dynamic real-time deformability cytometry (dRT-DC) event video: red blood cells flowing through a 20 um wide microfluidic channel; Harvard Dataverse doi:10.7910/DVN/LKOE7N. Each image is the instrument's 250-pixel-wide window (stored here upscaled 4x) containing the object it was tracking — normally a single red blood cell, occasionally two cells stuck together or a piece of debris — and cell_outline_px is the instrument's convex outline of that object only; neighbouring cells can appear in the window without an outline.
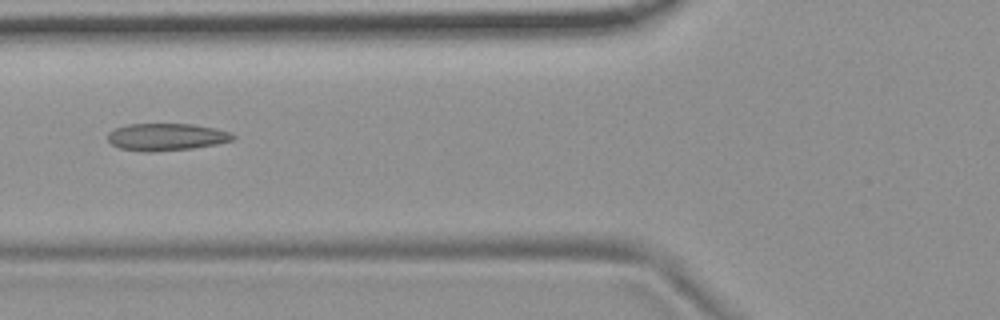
{"species": "common noctule bat (a hibernating species)", "species_latin": "Nyctalus noctula", "temperature_condition": "room temperature", "stored_images_in_passage": 9, "camera_frame_rate_fps": 3000, "um_per_image_px": 0.085, "animal": {"sex": "female", "body_mass_g": 19.9}, "frame": {"image": 1, "passage_image": 6, "time_ms": 1.667, "image_size_px": [1000, 320], "cell_outline_px": [[236, 136], [232, 140], [216, 144], [192, 148], [156, 152], [144, 152], [120, 148], [112, 144], [108, 140], [108, 132], [116, 128], [128, 124], [192, 124], [216, 128], [232, 132]], "centroid_in_image_um": [14.16, 11.64], "position_along_channel_um": 111.6, "area_um2": 19.94}}
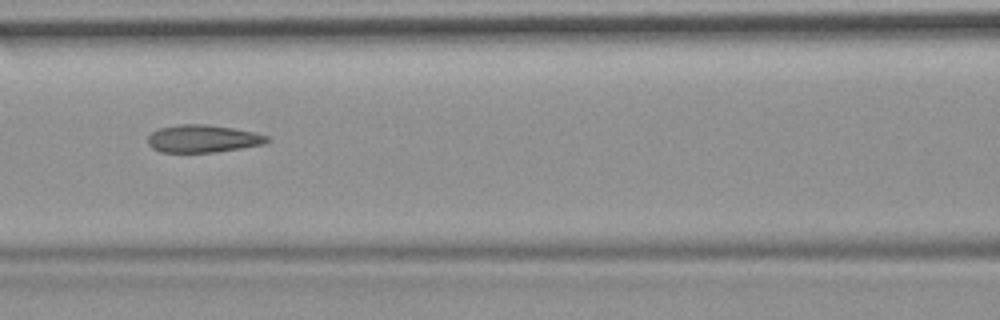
{"frame": {"image": 2, "passage_image": 7, "time_ms": 2.0, "image_size_px": [1000, 320], "cell_outline_px": [[268, 140], [264, 144], [216, 152], [160, 152], [152, 148], [148, 144], [148, 136], [152, 132], [160, 128], [180, 124], [208, 124], [232, 128], [252, 132], [268, 136]], "centroid_in_image_um": [17.21, 11.79], "position_along_channel_um": 149.4, "area_um2": 19.02}}